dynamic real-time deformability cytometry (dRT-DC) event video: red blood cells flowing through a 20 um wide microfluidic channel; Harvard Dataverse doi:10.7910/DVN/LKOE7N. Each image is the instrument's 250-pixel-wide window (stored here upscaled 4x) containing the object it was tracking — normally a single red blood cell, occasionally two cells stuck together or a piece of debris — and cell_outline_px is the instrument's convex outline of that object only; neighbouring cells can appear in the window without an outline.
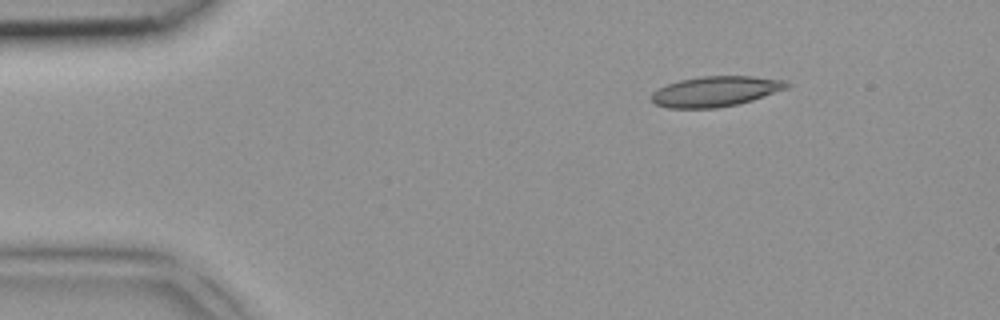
{"species": "common noctule bat (a hibernating species)", "species_latin": "Nyctalus noctula", "temperature_condition": "room temperature", "stored_images_in_passage": 3, "segment_of_instrument_passage": [2, 2], "camera_frame_rate_fps": 3000, "um_per_image_px": 0.085, "animal": {"sex": "female", "body_mass_g": 18.4}, "frame": {"image": 1, "passage_image": 3, "time_ms": 0.667, "image_size_px": [1000, 320], "cell_outline_px": [[792, 84], [788, 88], [752, 100], [736, 104], [716, 108], [668, 108], [656, 104], [652, 100], [652, 92], [668, 84], [680, 80], [700, 76], [752, 76], [784, 80]], "centroid_in_image_um": [60.84, 7.76], "position_along_channel_um": 24.2, "area_um2": 23.76}}